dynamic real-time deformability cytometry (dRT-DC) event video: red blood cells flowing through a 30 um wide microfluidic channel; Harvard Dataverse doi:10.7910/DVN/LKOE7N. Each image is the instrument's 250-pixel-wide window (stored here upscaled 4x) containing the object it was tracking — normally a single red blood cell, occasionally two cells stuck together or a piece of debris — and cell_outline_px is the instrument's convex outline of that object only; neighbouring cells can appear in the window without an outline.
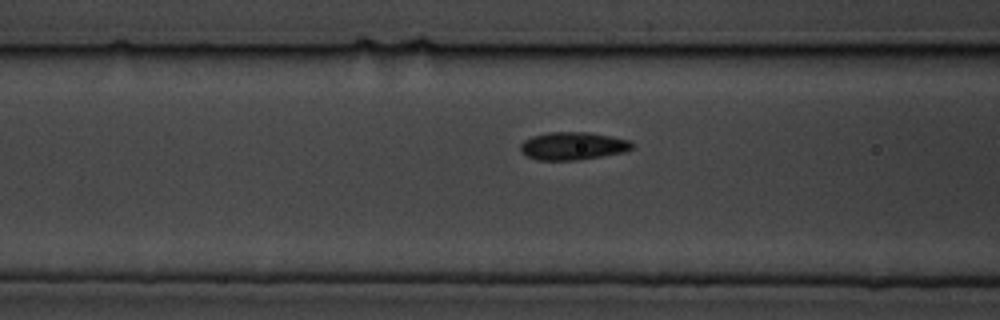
{"species": "common noctule bat (a hibernating species)", "species_latin": "Nyctalus noctula", "temperature_condition": "cold", "stored_images_in_passage": 17, "camera_frame_rate_fps": 3000, "um_per_image_px": 0.085, "animal": {"sex": "male", "body_mass_g": 19.5, "forearm_length_mm": 54.6}, "frame": {"image": 1, "passage_image": 15, "time_ms": 4.667, "image_size_px": [1000, 320], "cell_outline_px": [[632, 148], [624, 152], [576, 160], [536, 160], [520, 152], [520, 144], [524, 140], [532, 136], [548, 132], [588, 132], [612, 136], [632, 140]], "centroid_in_image_um": [48.68, 12.4], "position_along_channel_um": 117.9, "area_um2": 18.15}}